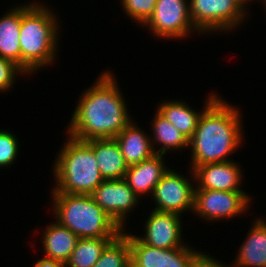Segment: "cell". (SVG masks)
Here are the masks:
<instances>
[{
	"label": "cell",
	"instance_id": "obj_19",
	"mask_svg": "<svg viewBox=\"0 0 266 267\" xmlns=\"http://www.w3.org/2000/svg\"><path fill=\"white\" fill-rule=\"evenodd\" d=\"M20 26L21 6L10 9L0 18V57L14 62L21 68Z\"/></svg>",
	"mask_w": 266,
	"mask_h": 267
},
{
	"label": "cell",
	"instance_id": "obj_29",
	"mask_svg": "<svg viewBox=\"0 0 266 267\" xmlns=\"http://www.w3.org/2000/svg\"><path fill=\"white\" fill-rule=\"evenodd\" d=\"M241 3H242V5L246 8V6L245 5H247V3L248 2H250V1H253V0H239ZM263 1V0H262Z\"/></svg>",
	"mask_w": 266,
	"mask_h": 267
},
{
	"label": "cell",
	"instance_id": "obj_15",
	"mask_svg": "<svg viewBox=\"0 0 266 267\" xmlns=\"http://www.w3.org/2000/svg\"><path fill=\"white\" fill-rule=\"evenodd\" d=\"M85 142L92 148L104 180L124 178L129 166L115 138L91 139Z\"/></svg>",
	"mask_w": 266,
	"mask_h": 267
},
{
	"label": "cell",
	"instance_id": "obj_12",
	"mask_svg": "<svg viewBox=\"0 0 266 267\" xmlns=\"http://www.w3.org/2000/svg\"><path fill=\"white\" fill-rule=\"evenodd\" d=\"M181 215L153 210L146 220L144 237L137 238L144 244L161 249L186 246L182 243Z\"/></svg>",
	"mask_w": 266,
	"mask_h": 267
},
{
	"label": "cell",
	"instance_id": "obj_25",
	"mask_svg": "<svg viewBox=\"0 0 266 267\" xmlns=\"http://www.w3.org/2000/svg\"><path fill=\"white\" fill-rule=\"evenodd\" d=\"M18 140L11 132L0 130V168L9 167L18 155Z\"/></svg>",
	"mask_w": 266,
	"mask_h": 267
},
{
	"label": "cell",
	"instance_id": "obj_16",
	"mask_svg": "<svg viewBox=\"0 0 266 267\" xmlns=\"http://www.w3.org/2000/svg\"><path fill=\"white\" fill-rule=\"evenodd\" d=\"M136 125L131 121L115 137L128 166L140 163L155 154L152 139Z\"/></svg>",
	"mask_w": 266,
	"mask_h": 267
},
{
	"label": "cell",
	"instance_id": "obj_20",
	"mask_svg": "<svg viewBox=\"0 0 266 267\" xmlns=\"http://www.w3.org/2000/svg\"><path fill=\"white\" fill-rule=\"evenodd\" d=\"M158 112L173 124L181 134L190 140L198 126L202 112L192 110L188 104L183 101H166L157 108Z\"/></svg>",
	"mask_w": 266,
	"mask_h": 267
},
{
	"label": "cell",
	"instance_id": "obj_18",
	"mask_svg": "<svg viewBox=\"0 0 266 267\" xmlns=\"http://www.w3.org/2000/svg\"><path fill=\"white\" fill-rule=\"evenodd\" d=\"M43 232L44 257L66 263L76 247L79 237L57 221L50 224Z\"/></svg>",
	"mask_w": 266,
	"mask_h": 267
},
{
	"label": "cell",
	"instance_id": "obj_17",
	"mask_svg": "<svg viewBox=\"0 0 266 267\" xmlns=\"http://www.w3.org/2000/svg\"><path fill=\"white\" fill-rule=\"evenodd\" d=\"M238 267H266V220L253 223L245 242L240 246L236 260Z\"/></svg>",
	"mask_w": 266,
	"mask_h": 267
},
{
	"label": "cell",
	"instance_id": "obj_3",
	"mask_svg": "<svg viewBox=\"0 0 266 267\" xmlns=\"http://www.w3.org/2000/svg\"><path fill=\"white\" fill-rule=\"evenodd\" d=\"M54 12L37 2L21 5V69L36 72L54 62L59 26ZM58 27V28H57ZM48 64V65H47Z\"/></svg>",
	"mask_w": 266,
	"mask_h": 267
},
{
	"label": "cell",
	"instance_id": "obj_21",
	"mask_svg": "<svg viewBox=\"0 0 266 267\" xmlns=\"http://www.w3.org/2000/svg\"><path fill=\"white\" fill-rule=\"evenodd\" d=\"M152 125L154 137L151 142L155 153L166 155L167 150L169 151L171 148L172 150H179L189 147V140L158 111L154 116ZM154 140L156 143L161 144L158 150L154 148L156 144Z\"/></svg>",
	"mask_w": 266,
	"mask_h": 267
},
{
	"label": "cell",
	"instance_id": "obj_14",
	"mask_svg": "<svg viewBox=\"0 0 266 267\" xmlns=\"http://www.w3.org/2000/svg\"><path fill=\"white\" fill-rule=\"evenodd\" d=\"M164 159V155L155 153L128 167L123 179L138 197L147 193L152 196L156 184L169 169L165 166Z\"/></svg>",
	"mask_w": 266,
	"mask_h": 267
},
{
	"label": "cell",
	"instance_id": "obj_5",
	"mask_svg": "<svg viewBox=\"0 0 266 267\" xmlns=\"http://www.w3.org/2000/svg\"><path fill=\"white\" fill-rule=\"evenodd\" d=\"M53 165L57 184L52 192L91 195L104 181L92 148L69 135Z\"/></svg>",
	"mask_w": 266,
	"mask_h": 267
},
{
	"label": "cell",
	"instance_id": "obj_10",
	"mask_svg": "<svg viewBox=\"0 0 266 267\" xmlns=\"http://www.w3.org/2000/svg\"><path fill=\"white\" fill-rule=\"evenodd\" d=\"M194 185L170 168L156 184L152 197L156 203L153 210L181 215L194 208Z\"/></svg>",
	"mask_w": 266,
	"mask_h": 267
},
{
	"label": "cell",
	"instance_id": "obj_30",
	"mask_svg": "<svg viewBox=\"0 0 266 267\" xmlns=\"http://www.w3.org/2000/svg\"><path fill=\"white\" fill-rule=\"evenodd\" d=\"M126 267H138L136 264H134L131 260L128 262Z\"/></svg>",
	"mask_w": 266,
	"mask_h": 267
},
{
	"label": "cell",
	"instance_id": "obj_2",
	"mask_svg": "<svg viewBox=\"0 0 266 267\" xmlns=\"http://www.w3.org/2000/svg\"><path fill=\"white\" fill-rule=\"evenodd\" d=\"M205 102L198 126L189 140L191 168L230 161L243 138L239 109L212 94Z\"/></svg>",
	"mask_w": 266,
	"mask_h": 267
},
{
	"label": "cell",
	"instance_id": "obj_8",
	"mask_svg": "<svg viewBox=\"0 0 266 267\" xmlns=\"http://www.w3.org/2000/svg\"><path fill=\"white\" fill-rule=\"evenodd\" d=\"M146 25L160 39L183 38L192 30L198 31L191 20L189 2L186 0H157Z\"/></svg>",
	"mask_w": 266,
	"mask_h": 267
},
{
	"label": "cell",
	"instance_id": "obj_7",
	"mask_svg": "<svg viewBox=\"0 0 266 267\" xmlns=\"http://www.w3.org/2000/svg\"><path fill=\"white\" fill-rule=\"evenodd\" d=\"M250 198L244 191L195 189L193 211L205 220L215 222L247 211Z\"/></svg>",
	"mask_w": 266,
	"mask_h": 267
},
{
	"label": "cell",
	"instance_id": "obj_24",
	"mask_svg": "<svg viewBox=\"0 0 266 267\" xmlns=\"http://www.w3.org/2000/svg\"><path fill=\"white\" fill-rule=\"evenodd\" d=\"M157 0H122L127 16L142 26L149 20L155 9Z\"/></svg>",
	"mask_w": 266,
	"mask_h": 267
},
{
	"label": "cell",
	"instance_id": "obj_1",
	"mask_svg": "<svg viewBox=\"0 0 266 267\" xmlns=\"http://www.w3.org/2000/svg\"><path fill=\"white\" fill-rule=\"evenodd\" d=\"M101 74L76 103L67 134L77 140L115 138L132 121L116 78Z\"/></svg>",
	"mask_w": 266,
	"mask_h": 267
},
{
	"label": "cell",
	"instance_id": "obj_23",
	"mask_svg": "<svg viewBox=\"0 0 266 267\" xmlns=\"http://www.w3.org/2000/svg\"><path fill=\"white\" fill-rule=\"evenodd\" d=\"M129 261V240L121 233L105 247L93 267H126Z\"/></svg>",
	"mask_w": 266,
	"mask_h": 267
},
{
	"label": "cell",
	"instance_id": "obj_27",
	"mask_svg": "<svg viewBox=\"0 0 266 267\" xmlns=\"http://www.w3.org/2000/svg\"><path fill=\"white\" fill-rule=\"evenodd\" d=\"M224 263L222 264L220 261L218 262L213 257H210L207 254H204L203 252H200L199 255L196 257L192 267H228Z\"/></svg>",
	"mask_w": 266,
	"mask_h": 267
},
{
	"label": "cell",
	"instance_id": "obj_11",
	"mask_svg": "<svg viewBox=\"0 0 266 267\" xmlns=\"http://www.w3.org/2000/svg\"><path fill=\"white\" fill-rule=\"evenodd\" d=\"M94 201L123 229L124 221L138 204V196L124 179L104 180L91 194Z\"/></svg>",
	"mask_w": 266,
	"mask_h": 267
},
{
	"label": "cell",
	"instance_id": "obj_13",
	"mask_svg": "<svg viewBox=\"0 0 266 267\" xmlns=\"http://www.w3.org/2000/svg\"><path fill=\"white\" fill-rule=\"evenodd\" d=\"M241 170L232 160L226 162L209 163L191 169V177L198 186L195 189H210L222 191H243L240 189Z\"/></svg>",
	"mask_w": 266,
	"mask_h": 267
},
{
	"label": "cell",
	"instance_id": "obj_28",
	"mask_svg": "<svg viewBox=\"0 0 266 267\" xmlns=\"http://www.w3.org/2000/svg\"><path fill=\"white\" fill-rule=\"evenodd\" d=\"M34 267H67V264L65 262L43 257L34 264Z\"/></svg>",
	"mask_w": 266,
	"mask_h": 267
},
{
	"label": "cell",
	"instance_id": "obj_6",
	"mask_svg": "<svg viewBox=\"0 0 266 267\" xmlns=\"http://www.w3.org/2000/svg\"><path fill=\"white\" fill-rule=\"evenodd\" d=\"M245 8L239 0H190L189 13L198 32L228 31L245 19Z\"/></svg>",
	"mask_w": 266,
	"mask_h": 267
},
{
	"label": "cell",
	"instance_id": "obj_4",
	"mask_svg": "<svg viewBox=\"0 0 266 267\" xmlns=\"http://www.w3.org/2000/svg\"><path fill=\"white\" fill-rule=\"evenodd\" d=\"M55 219L79 238L118 237L123 229L91 195L52 192Z\"/></svg>",
	"mask_w": 266,
	"mask_h": 267
},
{
	"label": "cell",
	"instance_id": "obj_22",
	"mask_svg": "<svg viewBox=\"0 0 266 267\" xmlns=\"http://www.w3.org/2000/svg\"><path fill=\"white\" fill-rule=\"evenodd\" d=\"M117 237L79 238L67 267H93L105 247Z\"/></svg>",
	"mask_w": 266,
	"mask_h": 267
},
{
	"label": "cell",
	"instance_id": "obj_31",
	"mask_svg": "<svg viewBox=\"0 0 266 267\" xmlns=\"http://www.w3.org/2000/svg\"><path fill=\"white\" fill-rule=\"evenodd\" d=\"M262 3H264V4H265L264 6L266 7V0H263V2H262Z\"/></svg>",
	"mask_w": 266,
	"mask_h": 267
},
{
	"label": "cell",
	"instance_id": "obj_26",
	"mask_svg": "<svg viewBox=\"0 0 266 267\" xmlns=\"http://www.w3.org/2000/svg\"><path fill=\"white\" fill-rule=\"evenodd\" d=\"M25 72L14 62L0 57V93L13 87L15 75Z\"/></svg>",
	"mask_w": 266,
	"mask_h": 267
},
{
	"label": "cell",
	"instance_id": "obj_9",
	"mask_svg": "<svg viewBox=\"0 0 266 267\" xmlns=\"http://www.w3.org/2000/svg\"><path fill=\"white\" fill-rule=\"evenodd\" d=\"M122 234L129 240L130 260L138 267H192L200 251L182 246L173 249H161L148 246L136 235Z\"/></svg>",
	"mask_w": 266,
	"mask_h": 267
}]
</instances>
